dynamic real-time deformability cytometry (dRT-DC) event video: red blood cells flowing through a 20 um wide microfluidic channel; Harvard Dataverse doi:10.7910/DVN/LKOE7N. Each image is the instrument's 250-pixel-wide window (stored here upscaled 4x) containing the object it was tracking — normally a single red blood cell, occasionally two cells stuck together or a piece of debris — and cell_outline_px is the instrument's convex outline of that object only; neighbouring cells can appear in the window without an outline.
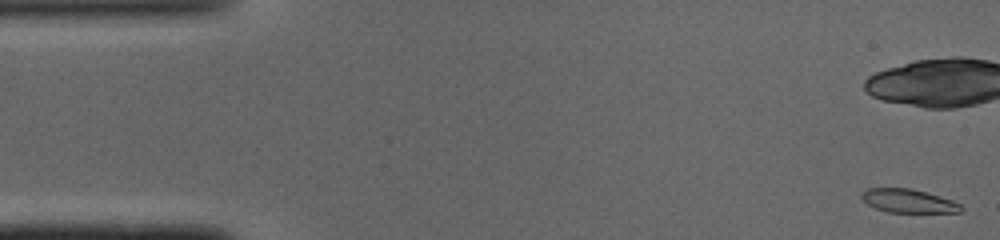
{"species": "common noctule bat (a hibernating species)", "species_latin": "Nyctalus noctula", "temperature_condition": "cold", "stored_images_in_passage": 48, "camera_frame_rate_fps": 3000, "um_per_image_px": 0.085, "animal": {"sex": "male", "body_mass_g": 19.0, "forearm_length_mm": 50.8}, "frame": {"image": 1, "passage_image": 1, "time_ms": 0.0, "image_size_px": [1000, 240], "cell_outline_px": [[964, 208], [960, 212], [888, 212], [876, 208], [868, 204], [860, 196], [868, 188], [912, 188], [952, 200], [960, 204]], "centroid_in_image_um": [77.23, 17.08], "position_along_channel_um": 7.8, "area_um2": 13.47}}